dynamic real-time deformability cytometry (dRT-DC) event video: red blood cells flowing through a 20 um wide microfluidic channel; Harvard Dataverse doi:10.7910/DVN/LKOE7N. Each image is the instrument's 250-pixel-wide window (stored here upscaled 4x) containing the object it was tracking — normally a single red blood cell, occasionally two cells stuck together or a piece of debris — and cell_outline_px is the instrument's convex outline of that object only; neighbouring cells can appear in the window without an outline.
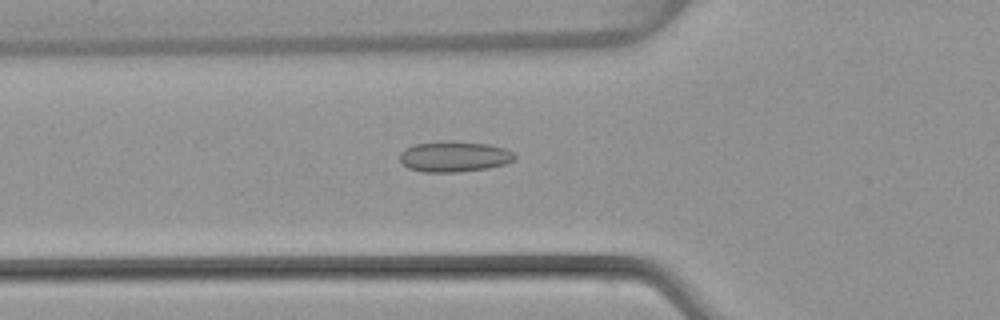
{"species": "common noctule bat (a hibernating species)", "species_latin": "Nyctalus noctula", "temperature_condition": "warm", "stored_images_in_passage": 51, "camera_frame_rate_fps": 3000, "um_per_image_px": 0.085, "animal": {"sex": "female", "body_mass_g": 22.7, "forearm_length_mm": 54.2}, "frame": {"image": 1, "passage_image": 18, "time_ms": 5.667, "image_size_px": [1000, 320], "cell_outline_px": [[516, 160], [504, 164], [488, 168], [456, 172], [424, 172], [408, 168], [400, 160], [400, 152], [404, 148], [412, 144], [448, 140], [452, 140], [488, 144], [504, 148], [512, 152], [516, 156]], "centroid_in_image_um": [38.59, 13.29], "position_along_channel_um": 87.2, "area_um2": 20.75}}
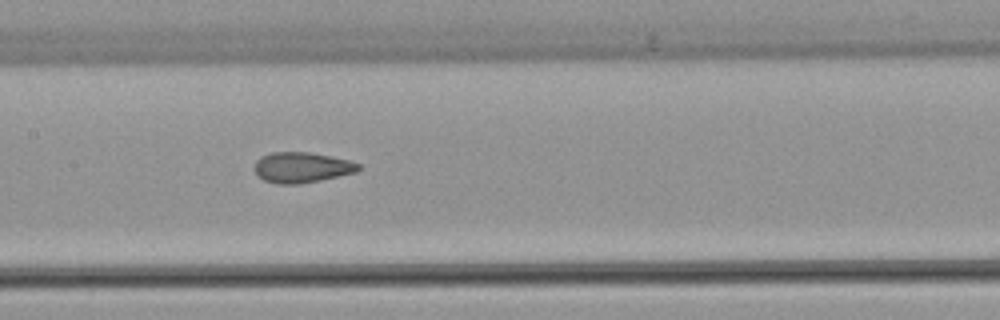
{"frame": {"image": 2, "passage_image": 25, "time_ms": 8.0, "image_size_px": [1000, 320], "cell_outline_px": [[360, 168], [356, 172], [320, 180], [296, 184], [280, 184], [264, 180], [256, 172], [256, 160], [260, 156], [272, 152], [312, 152], [332, 156], [348, 160], [360, 164]], "centroid_in_image_um": [25.67, 14.21], "position_along_channel_um": 181.7, "area_um2": 18.32}}
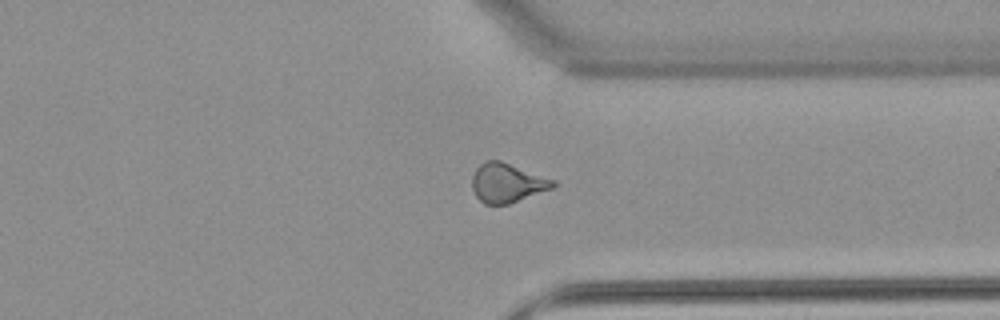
{"frame": {"image": 3, "passage_image": 39, "time_ms": 12.667, "image_size_px": [1000, 320], "cell_outline_px": [[556, 184], [552, 188], [508, 204], [484, 204], [476, 196], [472, 188], [472, 176], [476, 168], [484, 160], [500, 160], [556, 180]], "centroid_in_image_um": [43.09, 15.53], "position_along_channel_um": 368.3, "area_um2": 18.44}, "authors_computed_cell_mechanics": {"area_um2": 18.9584, "velocity_mm_per_s": 4.0184, "shape_relaxation_time_tau1_ms": null, "shape_relaxation_time_tau2_ms": 1.3325, "deformation_change_tau1": null, "deformation_change_tau2": 0.0928}}